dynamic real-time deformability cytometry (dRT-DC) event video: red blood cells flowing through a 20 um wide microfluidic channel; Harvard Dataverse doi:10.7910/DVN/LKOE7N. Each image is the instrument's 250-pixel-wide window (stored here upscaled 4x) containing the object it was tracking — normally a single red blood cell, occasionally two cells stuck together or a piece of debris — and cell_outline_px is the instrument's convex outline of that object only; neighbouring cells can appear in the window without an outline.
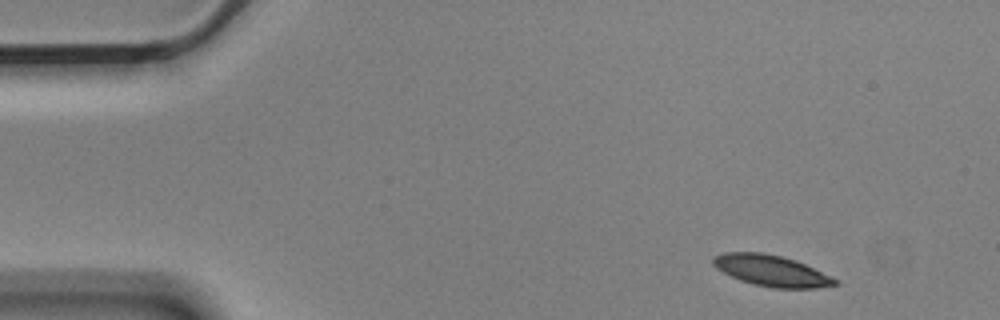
{"species": "Egyptian fruit bat (a non-hibernating species)", "species_latin": "Rousettus aegyptiacus", "temperature_condition": "cold", "stored_images_in_passage": 3, "camera_frame_rate_fps": 3000, "um_per_image_px": 0.085, "animal": {"sex": "male"}, "frame": {"image": 1, "passage_image": 1, "time_ms": 0.0, "image_size_px": [1000, 320], "cell_outline_px": [[840, 284], [816, 288], [772, 288], [752, 284], [740, 280], [716, 268], [712, 264], [712, 256], [724, 252], [764, 252], [796, 260], [840, 280]], "centroid_in_image_um": [65.58, 23.01], "position_along_channel_um": 19.4, "area_um2": 22.25}}
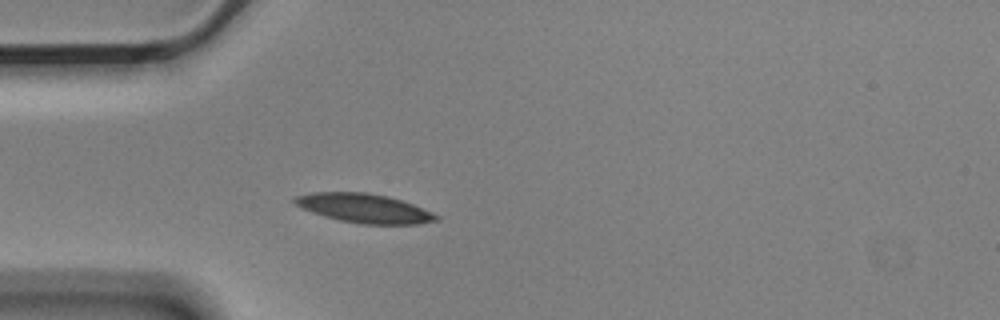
{"frame": {"image": 2, "passage_image": 3, "time_ms": 0.667, "image_size_px": [1000, 320], "cell_outline_px": [[440, 220], [420, 224], [360, 224], [340, 220], [324, 216], [300, 208], [292, 200], [296, 196], [312, 192], [364, 192], [388, 196], [412, 204], [432, 212], [440, 216]], "centroid_in_image_um": [30.96, 17.7], "position_along_channel_um": 54.0, "area_um2": 23.99}}